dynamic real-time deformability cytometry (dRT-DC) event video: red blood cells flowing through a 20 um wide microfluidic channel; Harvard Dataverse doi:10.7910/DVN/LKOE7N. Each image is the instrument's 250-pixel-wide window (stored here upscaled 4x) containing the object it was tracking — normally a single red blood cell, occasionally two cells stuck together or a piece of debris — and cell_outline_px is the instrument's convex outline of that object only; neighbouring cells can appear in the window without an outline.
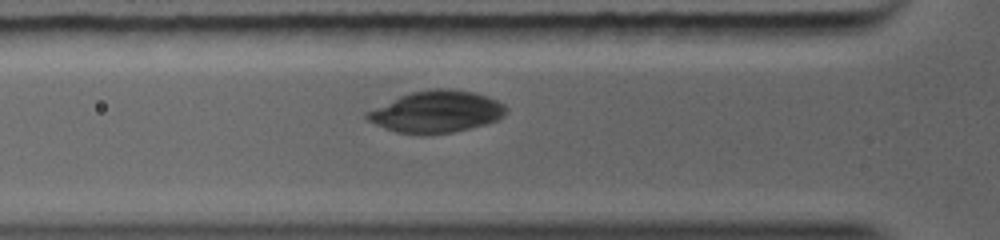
{"species": "common noctule bat (a hibernating species)", "species_latin": "Nyctalus noctula", "temperature_condition": "warm", "stored_images_in_passage": 3, "camera_frame_rate_fps": 5000, "um_per_image_px": 0.085, "animal": {"sex": "female", "body_mass_g": 19.0, "forearm_length_mm": 56.7}, "frame": {"image": 1, "passage_image": 3, "time_ms": 2.2, "image_size_px": [1000, 240], "cell_outline_px": [[508, 108], [504, 116], [496, 120], [484, 124], [452, 132], [432, 136], [424, 136], [396, 132], [384, 128], [368, 120], [364, 116], [364, 112], [400, 96], [412, 92], [432, 88], [452, 88], [476, 92], [496, 100], [504, 104]], "centroid_in_image_um": [37.08, 9.5], "position_along_channel_um": 88.7, "area_um2": 34.22}}